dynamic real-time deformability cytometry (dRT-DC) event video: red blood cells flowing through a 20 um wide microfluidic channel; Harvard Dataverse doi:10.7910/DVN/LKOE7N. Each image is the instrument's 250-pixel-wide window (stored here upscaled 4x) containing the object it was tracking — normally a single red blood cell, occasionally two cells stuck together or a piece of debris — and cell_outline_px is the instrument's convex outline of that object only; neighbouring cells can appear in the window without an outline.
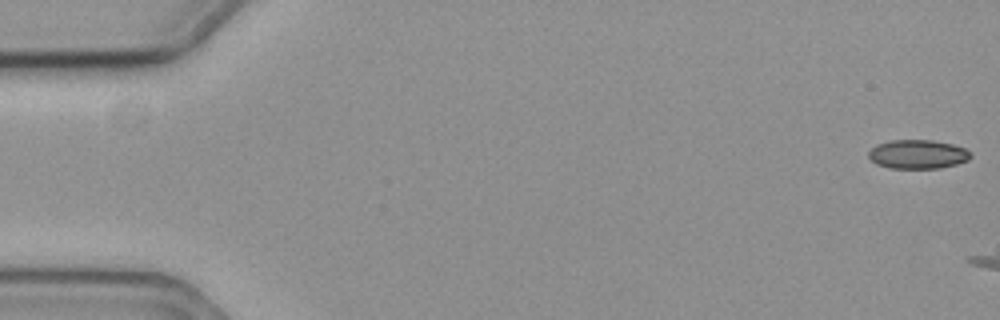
{"species": "common noctule bat (a hibernating species)", "species_latin": "Nyctalus noctula", "temperature_condition": "cold", "stored_images_in_passage": 8, "camera_frame_rate_fps": 3000, "um_per_image_px": 0.085, "animal": {"sex": "female", "body_mass_g": 19.3, "forearm_length_mm": 54.1}, "frame": {"image": 1, "passage_image": 1, "time_ms": 0.0, "image_size_px": [1000, 320], "cell_outline_px": [[972, 156], [968, 160], [956, 164], [940, 168], [888, 168], [876, 164], [868, 156], [868, 152], [876, 144], [892, 140], [932, 140], [952, 144], [964, 148], [972, 152]], "centroid_in_image_um": [78.01, 13.11], "position_along_channel_um": 7.0, "area_um2": 17.28}}